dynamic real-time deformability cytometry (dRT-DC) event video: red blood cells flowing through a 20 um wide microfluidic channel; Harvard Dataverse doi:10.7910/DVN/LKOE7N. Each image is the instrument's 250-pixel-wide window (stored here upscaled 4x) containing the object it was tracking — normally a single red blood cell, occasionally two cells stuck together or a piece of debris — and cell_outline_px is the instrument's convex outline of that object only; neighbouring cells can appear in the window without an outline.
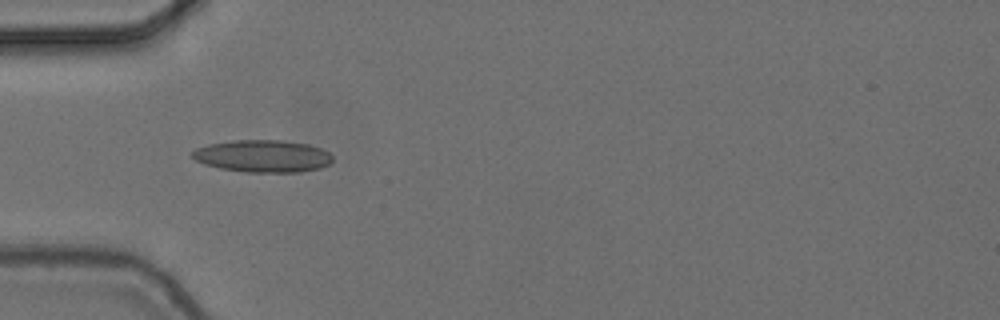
{"species": "common noctule bat (a hibernating species)", "species_latin": "Nyctalus noctula", "temperature_condition": "cold", "stored_images_in_passage": 6, "camera_frame_rate_fps": 3000, "um_per_image_px": 0.085, "animal": {"sex": "female", "body_mass_g": 24.6, "forearm_length_mm": 56.2}, "frame": {"image": 1, "passage_image": 5, "time_ms": 1.333, "image_size_px": [1000, 320], "cell_outline_px": [[332, 160], [328, 164], [320, 168], [300, 172], [248, 172], [220, 168], [204, 164], [196, 160], [192, 156], [192, 152], [196, 148], [208, 144], [232, 140], [280, 140], [308, 144], [320, 148], [328, 152], [332, 156]], "centroid_in_image_um": [22.33, 13.26], "position_along_channel_um": 62.7, "area_um2": 26.3}}
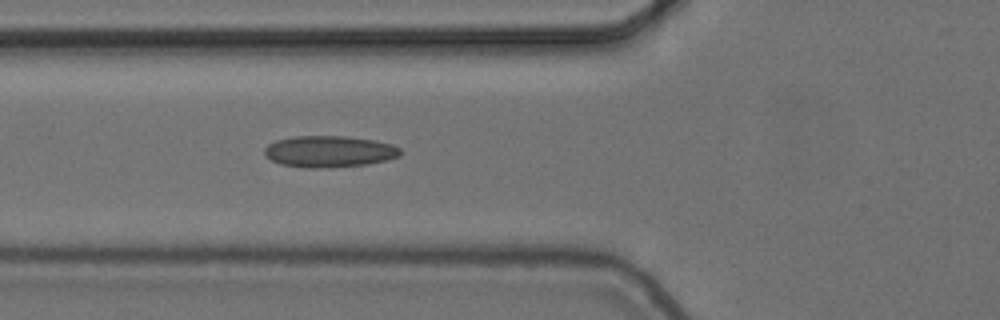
{"frame": {"image": 2, "passage_image": 6, "time_ms": 1.667, "image_size_px": [1000, 320], "cell_outline_px": [[400, 156], [388, 160], [368, 164], [328, 168], [304, 168], [280, 164], [264, 156], [264, 148], [268, 144], [276, 140], [296, 136], [348, 136], [376, 140], [392, 144], [400, 148]], "centroid_in_image_um": [27.99, 12.88], "position_along_channel_um": 97.8, "area_um2": 25.26}}